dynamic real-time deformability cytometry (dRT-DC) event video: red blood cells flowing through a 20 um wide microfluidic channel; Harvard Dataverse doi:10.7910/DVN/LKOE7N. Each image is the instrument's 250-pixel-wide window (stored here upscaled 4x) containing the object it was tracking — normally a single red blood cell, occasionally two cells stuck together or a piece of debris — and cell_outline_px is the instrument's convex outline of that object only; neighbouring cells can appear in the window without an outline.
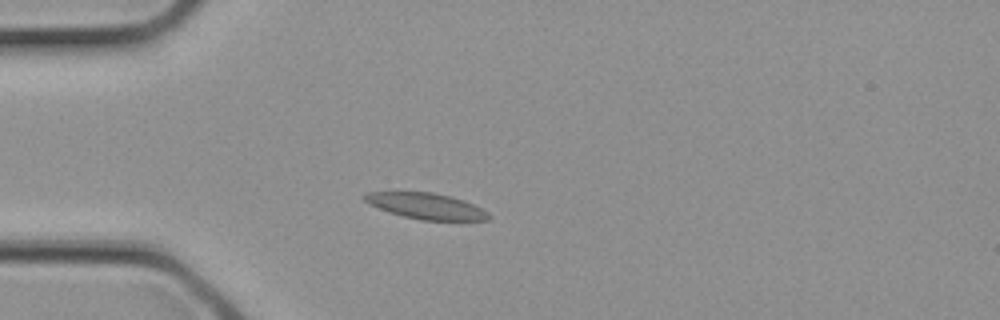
{"species": "common noctule bat (a hibernating species)", "species_latin": "Nyctalus noctula", "temperature_condition": "cold", "stored_images_in_passage": 2, "camera_frame_rate_fps": 3000, "um_per_image_px": 0.085, "animal": {"sex": "female", "body_mass_g": 21.9}, "frame": {"image": 1, "passage_image": 2, "time_ms": 0.333, "image_size_px": [1000, 320], "cell_outline_px": [[492, 216], [488, 220], [420, 220], [388, 212], [368, 204], [364, 200], [364, 196], [368, 192], [432, 192], [452, 196], [464, 200], [488, 212]], "centroid_in_image_um": [36.23, 17.51], "position_along_channel_um": 48.8, "area_um2": 18.73}}